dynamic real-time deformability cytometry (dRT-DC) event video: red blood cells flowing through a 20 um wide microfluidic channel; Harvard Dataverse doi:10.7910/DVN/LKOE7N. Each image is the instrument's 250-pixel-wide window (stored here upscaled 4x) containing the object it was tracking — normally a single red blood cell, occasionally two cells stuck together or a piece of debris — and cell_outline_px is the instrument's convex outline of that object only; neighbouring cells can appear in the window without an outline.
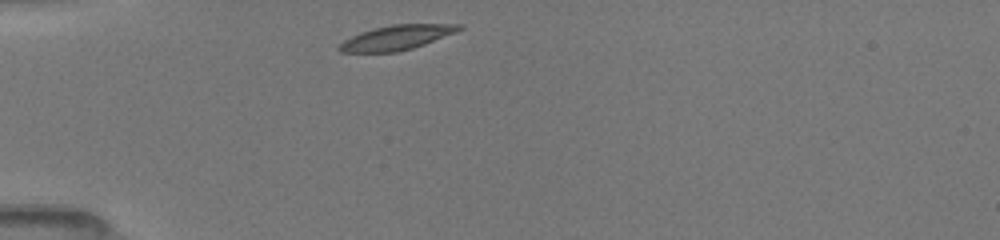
{"species": "common noctule bat (a hibernating species)", "species_latin": "Nyctalus noctula", "temperature_condition": "room temperature", "stored_images_in_passage": 37, "camera_frame_rate_fps": 3000, "um_per_image_px": 0.085, "animal": {"sex": "female", "body_mass_g": 19.5, "forearm_length_mm": 54.1}, "frame": {"image": 1, "passage_image": 1, "time_ms": 0.0, "image_size_px": [1000, 240], "cell_outline_px": [[464, 28], [456, 32], [424, 44], [412, 48], [396, 52], [340, 52], [336, 48], [344, 40], [360, 32], [372, 28], [392, 24], [464, 24]], "centroid_in_image_um": [33.71, 3.18], "position_along_channel_um": 51.3, "area_um2": 17.22}}
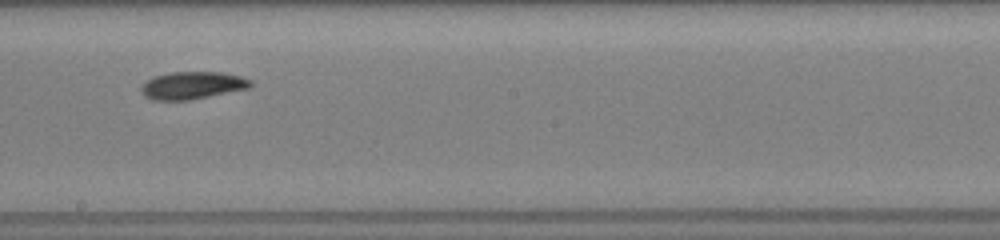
{"frame": {"image": 2, "passage_image": 16, "time_ms": 5.0, "image_size_px": [1000, 240], "cell_outline_px": [[252, 88], [188, 100], [152, 100], [144, 96], [140, 92], [140, 88], [148, 80], [156, 76], [168, 72], [220, 72], [240, 76], [252, 80]], "centroid_in_image_um": [16.37, 7.26], "position_along_channel_um": 231.8, "area_um2": 17.57}}
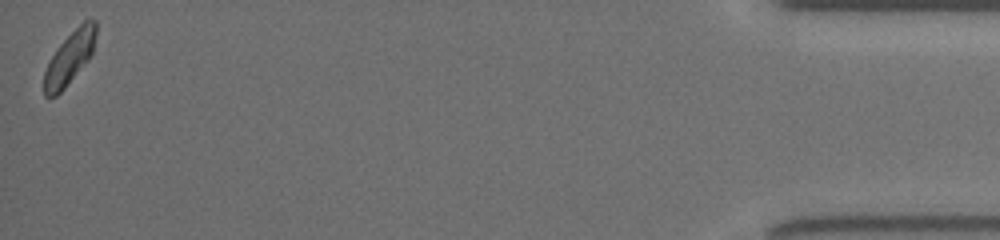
{"frame": {"image": 3, "passage_image": 37, "time_ms": 12.0, "image_size_px": [1000, 240], "cell_outline_px": [[96, 32], [92, 52], [88, 60], [64, 88], [56, 96], [44, 96], [44, 72], [56, 48], [84, 20], [96, 20]], "centroid_in_image_um": [5.91, 4.92], "position_along_channel_um": 429.3, "area_um2": 15.49}, "authors_computed_cell_mechanics": {"area_um2": 17.2244, "velocity_mm_per_s": 4.0055, "shape_relaxation_time_tau1_ms": 2.4445, "shape_relaxation_time_tau2_ms": 4.9267, "deformation_change_tau1": 0.1099, "deformation_change_tau2": 0.0709}}